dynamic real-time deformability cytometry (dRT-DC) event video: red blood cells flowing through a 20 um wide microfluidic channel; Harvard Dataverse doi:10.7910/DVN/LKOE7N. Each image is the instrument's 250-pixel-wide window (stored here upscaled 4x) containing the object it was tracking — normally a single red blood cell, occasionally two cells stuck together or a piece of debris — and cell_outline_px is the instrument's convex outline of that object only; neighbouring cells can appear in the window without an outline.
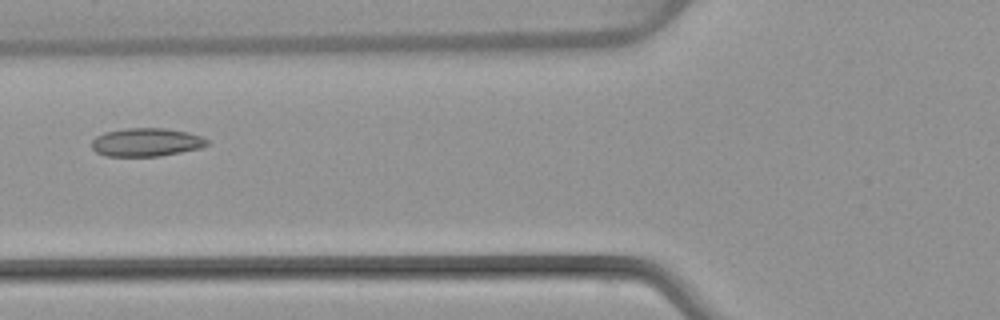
{"species": "common noctule bat (a hibernating species)", "species_latin": "Nyctalus noctula", "temperature_condition": "warm", "stored_images_in_passage": 6, "camera_frame_rate_fps": 3000, "um_per_image_px": 0.085, "animal": {"sex": "female", "body_mass_g": 22.7, "forearm_length_mm": 54.2}, "frame": {"image": 1, "passage_image": 6, "time_ms": 6.0, "image_size_px": [1000, 320], "cell_outline_px": [[208, 144], [200, 148], [160, 156], [108, 156], [96, 152], [92, 148], [92, 140], [96, 136], [104, 132], [128, 128], [164, 128], [188, 132], [200, 136], [208, 140]], "centroid_in_image_um": [12.42, 12.09], "position_along_channel_um": 113.4, "area_um2": 18.96}}